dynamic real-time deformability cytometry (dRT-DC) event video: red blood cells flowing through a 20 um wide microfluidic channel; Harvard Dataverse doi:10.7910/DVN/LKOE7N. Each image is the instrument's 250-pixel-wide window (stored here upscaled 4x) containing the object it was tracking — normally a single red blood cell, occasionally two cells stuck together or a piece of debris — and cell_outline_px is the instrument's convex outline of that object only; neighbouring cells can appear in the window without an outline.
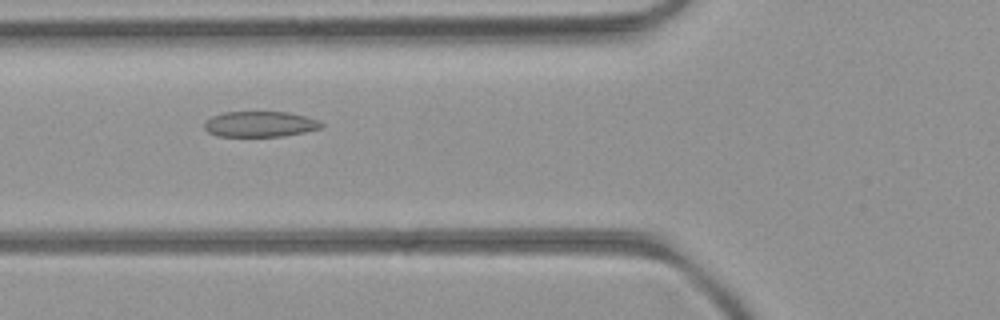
{"species": "common noctule bat (a hibernating species)", "species_latin": "Nyctalus noctula", "temperature_condition": "room temperature", "stored_images_in_passage": 52, "camera_frame_rate_fps": 3000, "um_per_image_px": 0.085, "animal": {"sex": "female", "body_mass_g": 21.9}, "frame": {"image": 1, "passage_image": 20, "time_ms": 6.333, "image_size_px": [1000, 320], "cell_outline_px": [[324, 128], [284, 136], [216, 136], [208, 132], [204, 128], [204, 124], [212, 116], [224, 112], [288, 112], [320, 120], [324, 124]], "centroid_in_image_um": [22.14, 10.55], "position_along_channel_um": 103.7, "area_um2": 17.51}}
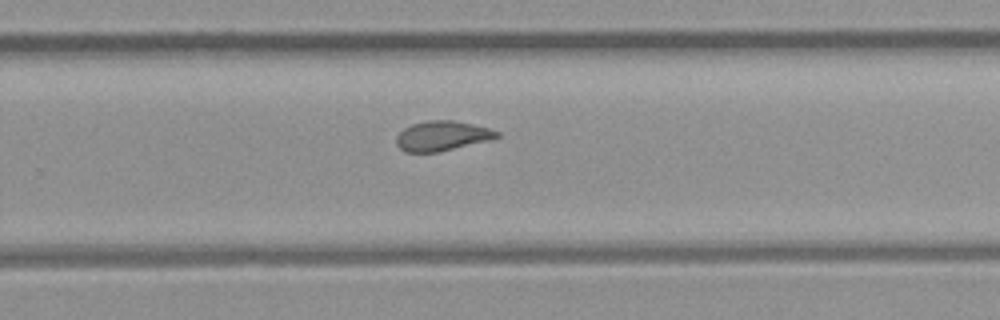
{"frame": {"image": 2, "passage_image": 34, "time_ms": 11.0, "image_size_px": [1000, 320], "cell_outline_px": [[500, 136], [492, 140], [436, 152], [404, 152], [396, 144], [396, 136], [404, 128], [412, 124], [428, 120], [452, 120], [472, 124], [488, 128], [500, 132]], "centroid_in_image_um": [37.58, 11.55], "position_along_channel_um": 292.2, "area_um2": 17.46}}
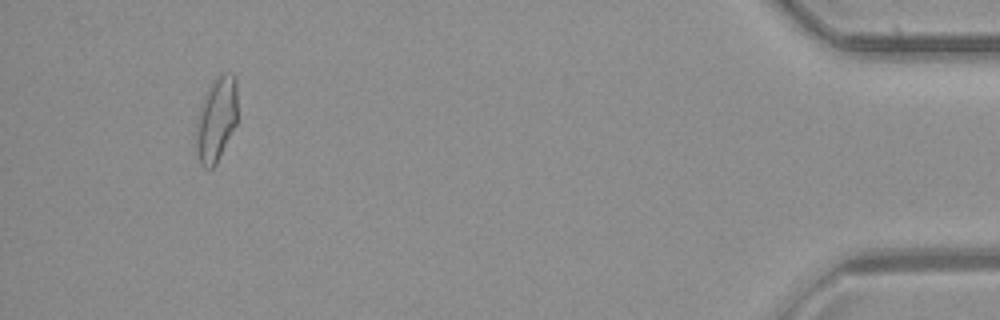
{"frame": {"image": 3, "passage_image": 49, "time_ms": 16.0, "image_size_px": [1000, 320], "cell_outline_px": [[236, 124], [216, 164], [212, 168], [204, 168], [200, 164], [196, 152], [196, 124], [200, 104], [212, 80], [220, 72], [232, 72], [236, 76]], "centroid_in_image_um": [18.37, 10.1], "position_along_channel_um": 416.8, "area_um2": 20.63}, "authors_computed_cell_mechanics": {"area_um2": 19.0162, "velocity_mm_per_s": 4.0385, "shape_relaxation_time_tau1_ms": null, "shape_relaxation_time_tau2_ms": 1.9215, "deformation_change_tau1": null, "deformation_change_tau2": 0.077}}